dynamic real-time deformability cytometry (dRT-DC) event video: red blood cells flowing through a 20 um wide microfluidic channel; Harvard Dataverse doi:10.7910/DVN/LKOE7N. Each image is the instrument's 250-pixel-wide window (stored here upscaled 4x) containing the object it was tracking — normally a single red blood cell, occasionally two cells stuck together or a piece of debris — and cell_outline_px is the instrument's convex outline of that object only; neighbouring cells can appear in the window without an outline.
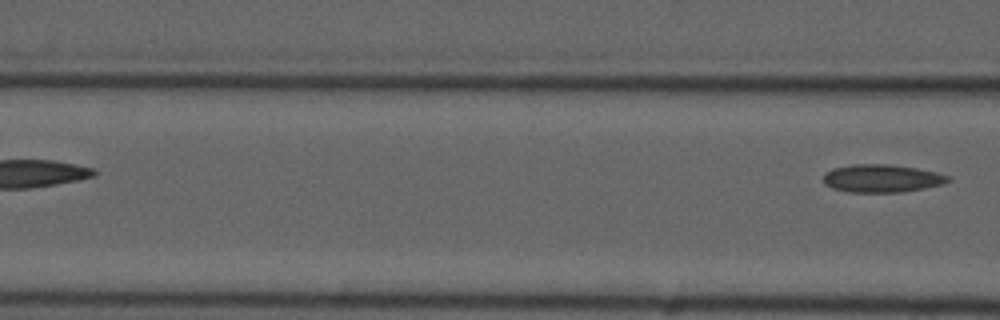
{"species": "common noctule bat (a hibernating species)", "species_latin": "Nyctalus noctula", "temperature_condition": "cold", "stored_images_in_passage": 4, "camera_frame_rate_fps": 3000, "um_per_image_px": 0.085, "animal": {"sex": "male", "forearm_length_mm": 52.5}, "frame": {"image": 1, "passage_image": 4, "time_ms": 3.667, "image_size_px": [1000, 320], "cell_outline_px": [[952, 180], [944, 184], [924, 188], [900, 192], [848, 192], [832, 188], [824, 184], [824, 172], [832, 168], [852, 164], [888, 164], [916, 168], [936, 172], [948, 176]], "centroid_in_image_um": [74.93, 15.16], "position_along_channel_um": 91.7, "area_um2": 20.35}}